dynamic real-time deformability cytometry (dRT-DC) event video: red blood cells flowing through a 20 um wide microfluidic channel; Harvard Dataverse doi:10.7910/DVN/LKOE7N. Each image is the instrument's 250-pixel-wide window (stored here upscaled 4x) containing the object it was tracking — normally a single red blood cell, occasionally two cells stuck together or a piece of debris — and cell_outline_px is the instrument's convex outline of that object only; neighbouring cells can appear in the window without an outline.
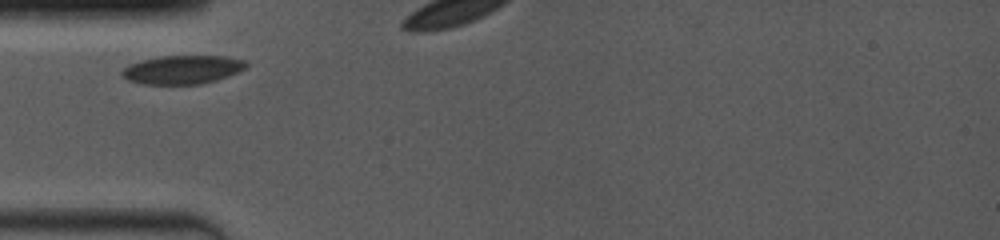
{"species": "common noctule bat (a hibernating species)", "species_latin": "Nyctalus noctula", "temperature_condition": "room temperature", "stored_images_in_passage": 5, "camera_frame_rate_fps": 4000, "um_per_image_px": 0.085, "animal": {"sex": "female", "body_mass_g": 19.0, "forearm_length_mm": 53.3}, "frame": {"image": 1, "passage_image": 1, "time_ms": 0.0, "image_size_px": [1000, 240], "cell_outline_px": [[248, 64], [240, 72], [216, 80], [200, 84], [144, 84], [128, 80], [120, 76], [120, 72], [128, 64], [140, 60], [160, 56], [224, 56], [244, 60]], "centroid_in_image_um": [15.48, 5.92], "position_along_channel_um": 69.5, "area_um2": 20.81}}
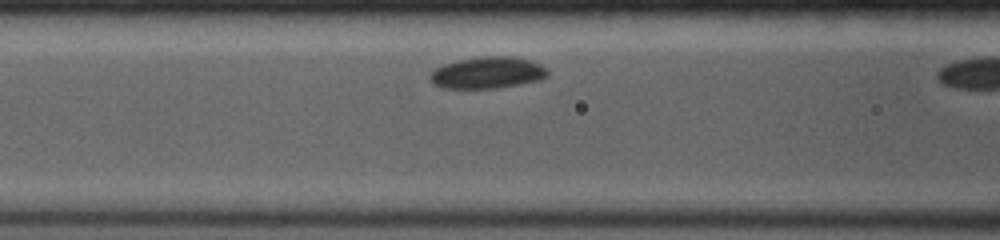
{"frame": {"image": 2, "passage_image": 4, "time_ms": 1.5, "image_size_px": [1000, 240], "cell_outline_px": [[548, 76], [540, 80], [520, 84], [496, 88], [444, 88], [432, 84], [428, 76], [436, 68], [444, 64], [456, 60], [480, 56], [512, 56], [528, 60], [540, 64], [548, 68]], "centroid_in_image_um": [41.43, 6.17], "position_along_channel_um": 125.2, "area_um2": 21.85}}